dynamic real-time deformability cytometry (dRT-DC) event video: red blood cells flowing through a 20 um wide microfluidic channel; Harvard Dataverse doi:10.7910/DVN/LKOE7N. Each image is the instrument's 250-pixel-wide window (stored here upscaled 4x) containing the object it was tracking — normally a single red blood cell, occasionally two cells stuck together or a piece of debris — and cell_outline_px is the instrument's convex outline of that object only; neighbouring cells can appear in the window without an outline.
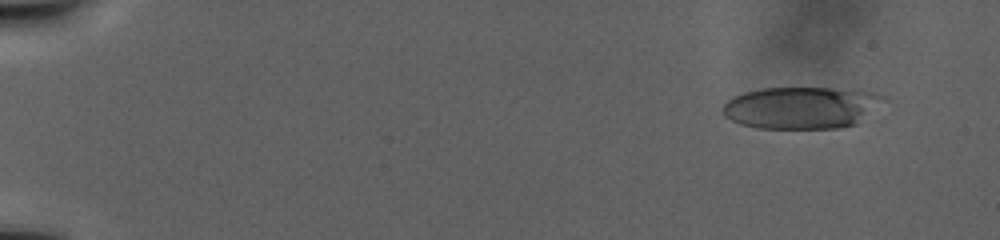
{"species": "human", "species_latin": "Homo sapiens", "temperature_condition": "warm", "stored_images_in_passage": 85, "camera_frame_rate_fps": 3000, "um_per_image_px": 0.085, "donor": {"sex": "male"}, "frame": {"image": 1, "passage_image": 5, "time_ms": 2.333, "image_size_px": [1000, 240], "cell_outline_px": [[888, 100], [856, 124], [836, 128], [760, 128], [740, 124], [724, 116], [720, 108], [732, 96], [744, 92], [760, 88], [860, 88], [876, 92], [884, 96]], "centroid_in_image_um": [68.17, 9.12], "position_along_channel_um": 16.8, "area_um2": 40.06}}
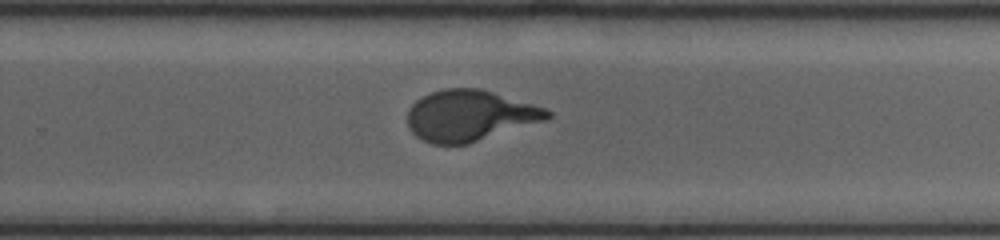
{"frame": {"image": 2, "passage_image": 48, "time_ms": 25.333, "image_size_px": [1000, 240], "cell_outline_px": [[552, 116], [548, 120], [468, 144], [432, 144], [416, 136], [408, 128], [408, 108], [416, 100], [432, 92], [444, 88], [480, 88], [532, 104], [544, 108], [552, 112]], "centroid_in_image_um": [39.94, 9.83], "position_along_channel_um": 289.9, "area_um2": 41.56}}
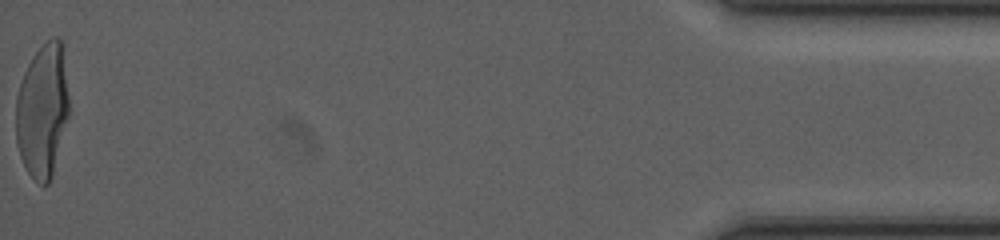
{"frame": {"image": 3, "passage_image": 85, "time_ms": 37.333, "image_size_px": [1000, 240], "cell_outline_px": [[68, 116], [52, 176], [48, 184], [44, 188], [28, 172], [20, 156], [16, 144], [16, 96], [24, 72], [32, 56], [52, 36], [56, 36], [64, 44], [68, 96]], "centroid_in_image_um": [3.62, 9.37], "position_along_channel_um": 431.6, "area_um2": 41.5}}